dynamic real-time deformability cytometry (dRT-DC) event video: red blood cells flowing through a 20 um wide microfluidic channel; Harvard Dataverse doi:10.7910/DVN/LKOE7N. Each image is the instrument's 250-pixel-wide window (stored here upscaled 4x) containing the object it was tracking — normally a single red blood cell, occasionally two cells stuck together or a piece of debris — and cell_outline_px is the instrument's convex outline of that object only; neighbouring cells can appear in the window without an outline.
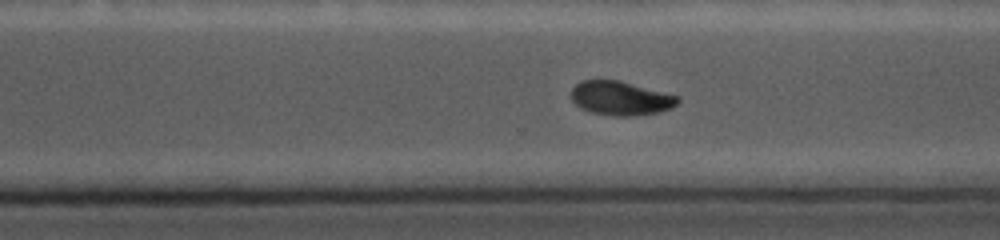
{"species": "common noctule bat (a hibernating species)", "species_latin": "Nyctalus noctula", "temperature_condition": "cold", "stored_images_in_passage": 50, "camera_frame_rate_fps": 5000, "um_per_image_px": 0.085, "animal": {"sex": "female", "body_mass_g": 19.0, "forearm_length_mm": 56.7}, "frame": {"image": 1, "passage_image": 36, "time_ms": 7.8, "image_size_px": [1000, 240], "cell_outline_px": [[680, 100], [672, 108], [660, 112], [632, 116], [612, 116], [592, 112], [580, 108], [572, 100], [572, 88], [580, 80], [620, 80], [680, 96]], "centroid_in_image_um": [52.78, 8.35], "position_along_channel_um": 317.8, "area_um2": 21.27}}
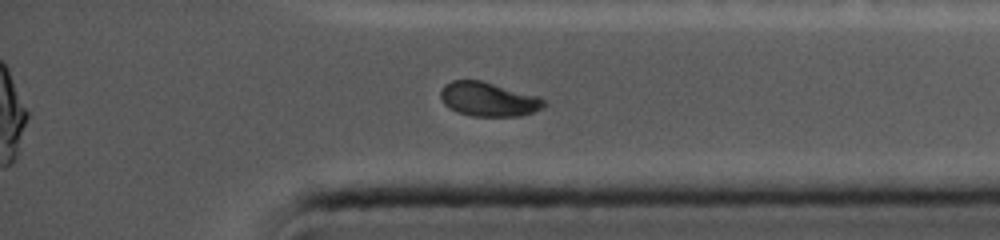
{"frame": {"image": 2, "passage_image": 44, "time_ms": 9.8, "image_size_px": [1000, 240], "cell_outline_px": [[548, 104], [532, 112], [520, 116], [472, 116], [456, 112], [448, 108], [444, 104], [440, 96], [440, 92], [444, 84], [452, 80], [480, 80], [540, 96]], "centroid_in_image_um": [41.5, 8.43], "position_along_channel_um": 393.7, "area_um2": 20.69}}
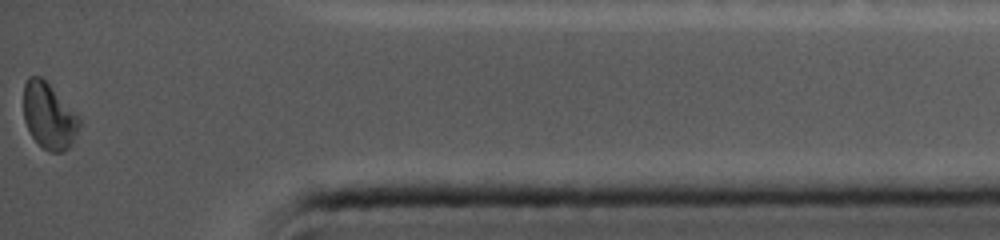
{"frame": {"image": 3, "passage_image": 50, "time_ms": 11.2, "image_size_px": [1000, 240], "cell_outline_px": [[80, 124], [68, 148], [64, 152], [48, 152], [32, 136], [24, 120], [24, 84], [28, 76], [40, 76], [80, 116]], "centroid_in_image_um": [4.15, 9.85], "position_along_channel_um": 431.1, "area_um2": 21.1}, "authors_computed_cell_mechanics": {"area_um2": 22.6576, "velocity_mm_per_s": 3.7253, "shape_relaxation_time_tau1_ms": null, "shape_relaxation_time_tau2_ms": 7.7979, "deformation_change_tau1": null, "deformation_change_tau2": 0.0651}}